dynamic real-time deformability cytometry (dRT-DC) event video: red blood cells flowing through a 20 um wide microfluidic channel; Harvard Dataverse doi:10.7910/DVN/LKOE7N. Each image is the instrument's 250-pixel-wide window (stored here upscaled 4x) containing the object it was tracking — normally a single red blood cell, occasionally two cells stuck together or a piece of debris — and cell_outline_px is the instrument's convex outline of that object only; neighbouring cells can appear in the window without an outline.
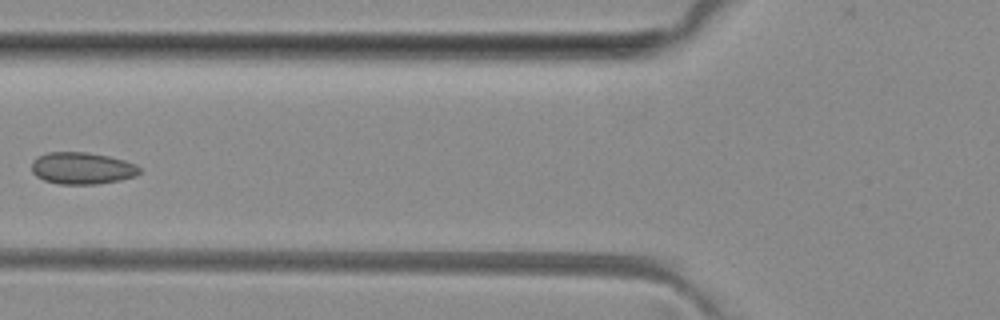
{"species": "common noctule bat (a hibernating species)", "species_latin": "Nyctalus noctula", "temperature_condition": "room temperature", "stored_images_in_passage": 5, "camera_frame_rate_fps": 3000, "um_per_image_px": 0.085, "animal": {"sex": "female", "body_mass_g": 29.2, "forearm_length_mm": 56.3}, "frame": {"image": 1, "passage_image": 3, "time_ms": 3.0, "image_size_px": [1000, 320], "cell_outline_px": [[140, 172], [136, 176], [120, 180], [96, 184], [60, 184], [44, 180], [36, 176], [32, 172], [32, 160], [36, 156], [48, 152], [88, 152], [108, 156], [124, 160], [136, 164], [140, 168]], "centroid_in_image_um": [6.96, 14.29], "position_along_channel_um": 118.8, "area_um2": 20.17}}
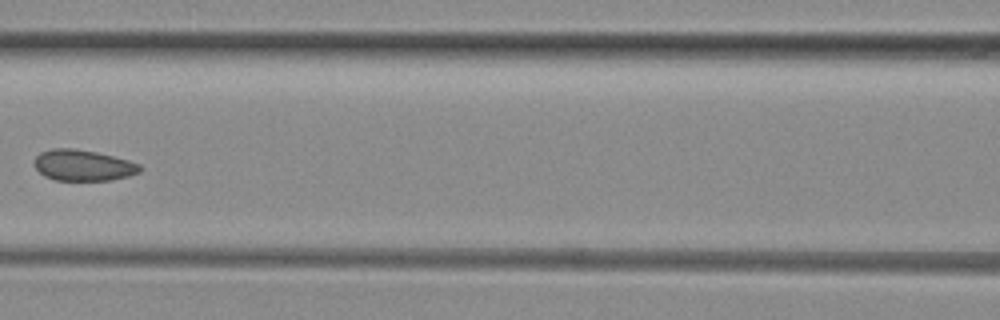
{"frame": {"image": 2, "passage_image": 4, "time_ms": 4.0, "image_size_px": [1000, 320], "cell_outline_px": [[144, 168], [140, 172], [128, 176], [112, 180], [56, 180], [44, 176], [36, 168], [36, 156], [40, 152], [52, 148], [72, 148], [96, 152], [128, 160], [140, 164]], "centroid_in_image_um": [7.1, 14.05], "position_along_channel_um": 159.5, "area_um2": 19.02}}
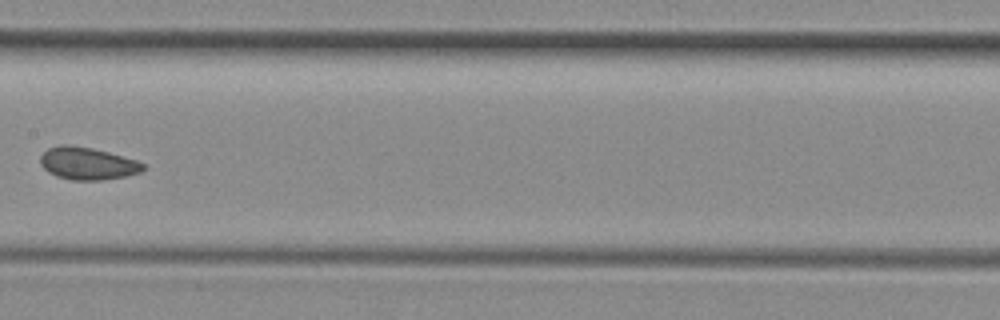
{"frame": {"image": 3, "passage_image": 5, "time_ms": 5.0, "image_size_px": [1000, 320], "cell_outline_px": [[144, 168], [140, 172], [124, 176], [100, 180], [72, 180], [56, 176], [48, 172], [40, 164], [40, 156], [48, 148], [60, 144], [68, 144], [92, 148], [108, 152], [136, 160], [144, 164]], "centroid_in_image_um": [7.39, 13.89], "position_along_channel_um": 200.0, "area_um2": 19.31}}